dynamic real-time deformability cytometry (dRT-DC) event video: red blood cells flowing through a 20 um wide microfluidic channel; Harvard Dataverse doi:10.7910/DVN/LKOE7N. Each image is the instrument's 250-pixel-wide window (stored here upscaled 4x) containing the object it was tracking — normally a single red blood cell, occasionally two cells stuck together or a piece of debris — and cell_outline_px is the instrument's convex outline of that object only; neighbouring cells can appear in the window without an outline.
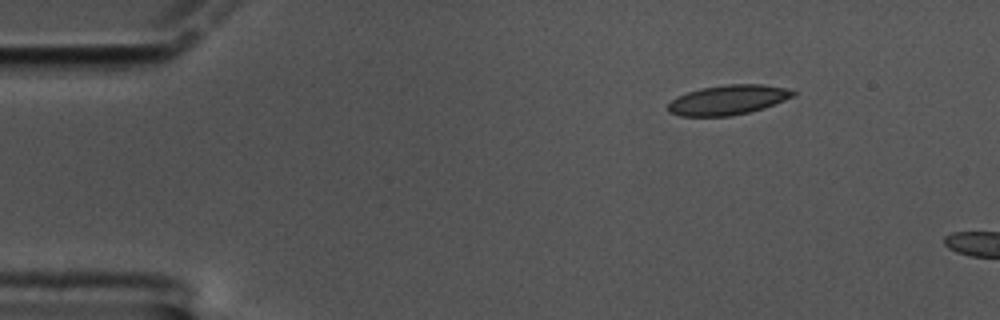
{"species": "common noctule bat (a hibernating species)", "species_latin": "Nyctalus noctula", "temperature_condition": "cold", "stored_images_in_passage": 5, "camera_frame_rate_fps": 3000, "um_per_image_px": 0.085, "animal": {"sex": "male", "body_mass_g": 17.5, "forearm_length_mm": 52.3}, "frame": {"image": 1, "passage_image": 1, "time_ms": 0.0, "image_size_px": [1000, 320], "cell_outline_px": [[796, 92], [792, 96], [784, 100], [764, 108], [732, 116], [680, 116], [668, 112], [668, 104], [676, 96], [700, 88], [724, 84], [764, 84], [788, 88]], "centroid_in_image_um": [61.86, 8.48], "position_along_channel_um": 23.1, "area_um2": 21.73}}